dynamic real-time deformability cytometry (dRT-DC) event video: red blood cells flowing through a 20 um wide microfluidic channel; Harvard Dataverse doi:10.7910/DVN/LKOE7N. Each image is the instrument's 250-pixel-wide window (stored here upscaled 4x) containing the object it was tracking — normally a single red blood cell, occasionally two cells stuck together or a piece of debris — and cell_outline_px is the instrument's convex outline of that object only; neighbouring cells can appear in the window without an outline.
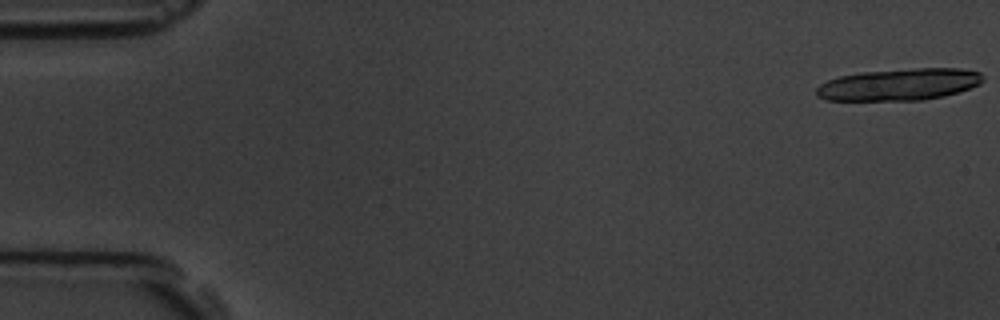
{"species": "common noctule bat (a hibernating species)", "species_latin": "Nyctalus noctula", "temperature_condition": "room temperature", "stored_images_in_passage": 6, "camera_frame_rate_fps": 3000, "um_per_image_px": 0.085, "animal": {"sex": "male", "body_mass_g": 19.5, "forearm_length_mm": 54.6}, "frame": {"image": 1, "passage_image": 1, "time_ms": 0.0, "image_size_px": [1000, 320], "cell_outline_px": [[984, 80], [980, 84], [944, 96], [924, 100], [824, 100], [816, 96], [816, 88], [820, 84], [828, 80], [840, 76], [864, 72], [916, 68], [960, 68], [980, 72], [984, 76]], "centroid_in_image_um": [76.44, 7.18], "position_along_channel_um": 8.6, "area_um2": 30.87}}
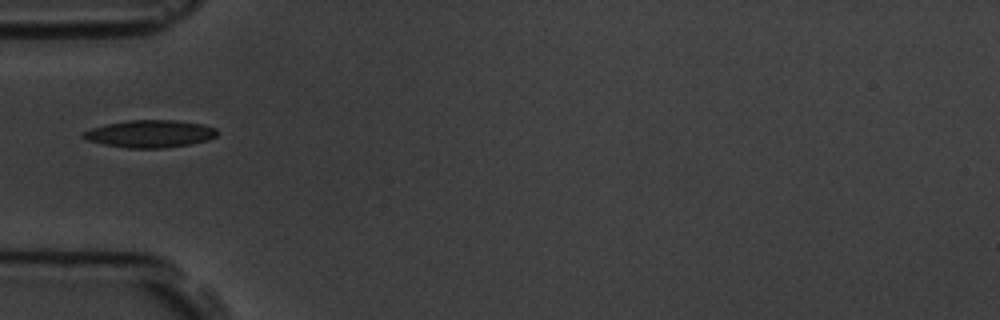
{"frame": {"image": 2, "passage_image": 6, "time_ms": 6.0, "image_size_px": [1000, 320], "cell_outline_px": [[216, 136], [208, 140], [188, 144], [164, 148], [128, 148], [104, 144], [88, 140], [80, 136], [84, 132], [92, 128], [104, 124], [128, 120], [176, 120], [204, 124], [216, 128]], "centroid_in_image_um": [12.75, 11.36], "position_along_channel_um": 72.2, "area_um2": 21.33}}